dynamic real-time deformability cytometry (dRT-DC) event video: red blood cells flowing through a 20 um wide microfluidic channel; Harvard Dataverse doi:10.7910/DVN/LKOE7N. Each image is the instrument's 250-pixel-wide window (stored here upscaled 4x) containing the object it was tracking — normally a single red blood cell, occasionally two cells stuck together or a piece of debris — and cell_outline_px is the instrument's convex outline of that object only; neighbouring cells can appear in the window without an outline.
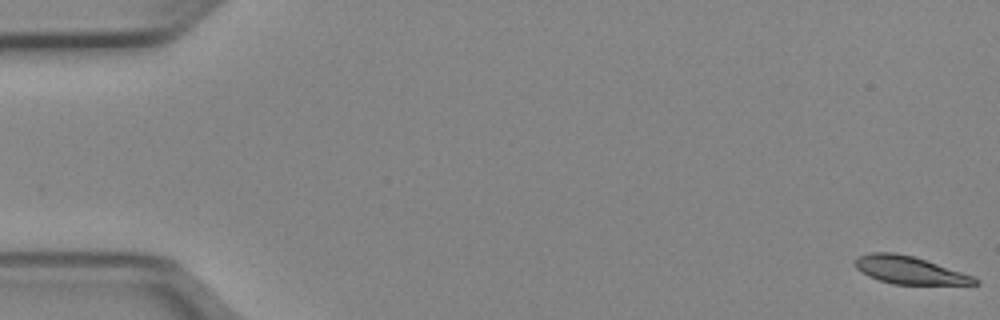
{"species": "Egyptian fruit bat (a non-hibernating species)", "species_latin": "Rousettus aegyptiacus", "temperature_condition": "cold", "stored_images_in_passage": 52, "camera_frame_rate_fps": 3000, "um_per_image_px": 0.085, "animal": {"sex": "female"}, "frame": {"image": 1, "passage_image": 1, "time_ms": 0.0, "image_size_px": [1000, 320], "cell_outline_px": [[980, 284], [892, 284], [868, 276], [856, 268], [856, 256], [868, 252], [892, 252], [912, 256], [972, 276], [980, 280]], "centroid_in_image_um": [77.25, 22.96], "position_along_channel_um": 7.8, "area_um2": 18.9}}
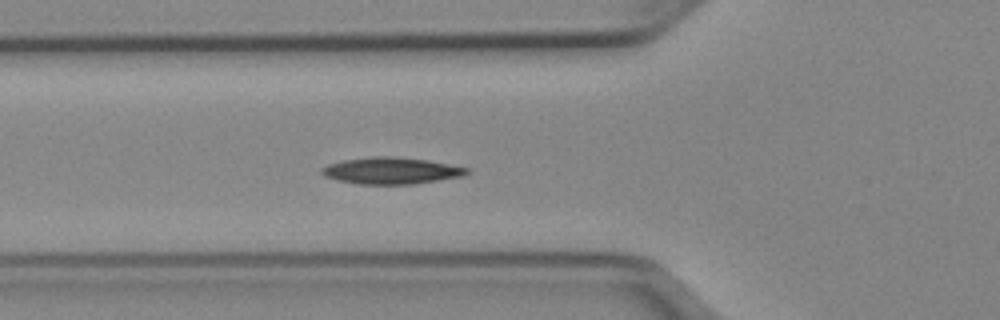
{"frame": {"image": 2, "passage_image": 19, "time_ms": 6.0, "image_size_px": [1000, 320], "cell_outline_px": [[472, 172], [464, 176], [416, 184], [356, 184], [336, 180], [324, 176], [320, 172], [320, 168], [328, 164], [344, 160], [372, 156], [392, 156], [428, 160], [472, 168]], "centroid_in_image_um": [33.3, 14.51], "position_along_channel_um": 92.5, "area_um2": 22.95}}
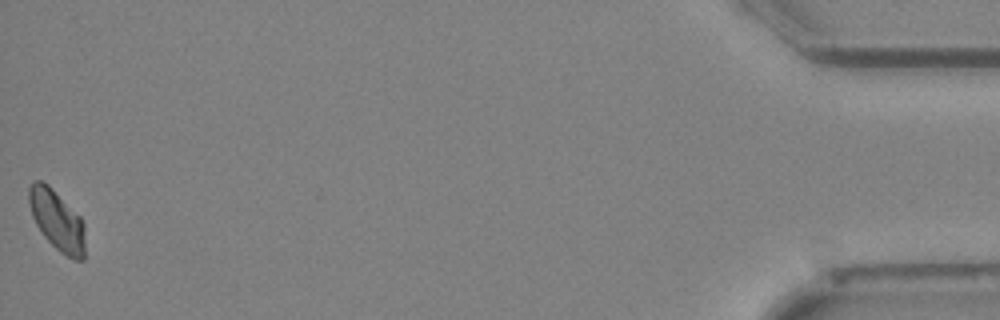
{"frame": {"image": 3, "passage_image": 52, "time_ms": 17.0, "image_size_px": [1000, 320], "cell_outline_px": [[84, 260], [76, 260], [60, 252], [44, 236], [36, 224], [32, 216], [28, 204], [28, 188], [36, 180], [40, 180], [48, 184], [80, 216], [84, 224]], "centroid_in_image_um": [4.83, 18.71], "position_along_channel_um": 430.4, "area_um2": 19.59}, "authors_computed_cell_mechanics": {"area_um2": 20.519, "velocity_mm_per_s": 3.9351, "shape_relaxation_time_tau1_ms": 6.0382, "shape_relaxation_time_tau2_ms": null, "deformation_change_tau1": 0.114, "deformation_change_tau2": null}}